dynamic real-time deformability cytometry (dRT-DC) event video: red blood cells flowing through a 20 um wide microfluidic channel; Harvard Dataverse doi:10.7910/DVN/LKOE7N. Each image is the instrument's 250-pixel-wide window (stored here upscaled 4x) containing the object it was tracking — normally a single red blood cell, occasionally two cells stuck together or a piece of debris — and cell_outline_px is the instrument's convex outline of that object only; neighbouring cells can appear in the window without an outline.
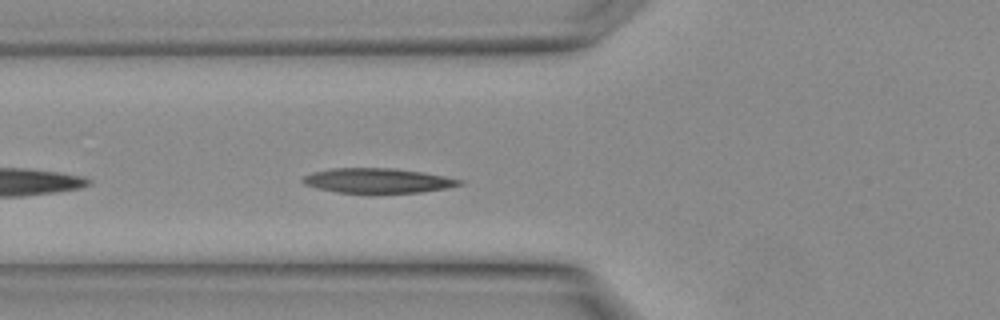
{"species": "Egyptian fruit bat (a non-hibernating species)", "species_latin": "Rousettus aegyptiacus", "temperature_condition": "warm", "stored_images_in_passage": 8, "camera_frame_rate_fps": 3000, "um_per_image_px": 0.085, "animal": {"sex": "female"}, "frame": {"image": 1, "passage_image": 4, "time_ms": 1.0, "image_size_px": [1000, 320], "cell_outline_px": [[464, 184], [444, 188], [420, 192], [336, 192], [316, 188], [304, 184], [300, 180], [304, 176], [312, 172], [332, 168], [396, 168], [424, 172], [464, 180]], "centroid_in_image_um": [32.09, 15.33], "position_along_channel_um": 93.7, "area_um2": 22.48}}
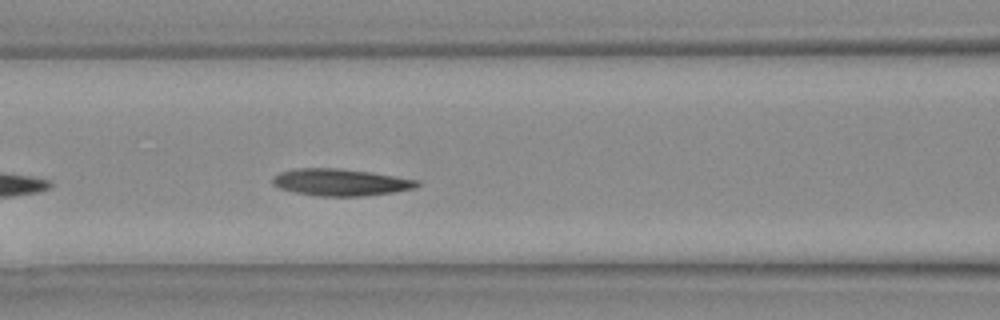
{"frame": {"image": 2, "passage_image": 6, "time_ms": 1.667, "image_size_px": [1000, 320], "cell_outline_px": [[420, 184], [412, 188], [392, 192], [360, 196], [320, 196], [296, 192], [280, 188], [272, 184], [272, 176], [280, 172], [296, 168], [340, 168], [372, 172], [416, 180]], "centroid_in_image_um": [28.88, 15.48], "position_along_channel_um": 137.7, "area_um2": 22.43}}